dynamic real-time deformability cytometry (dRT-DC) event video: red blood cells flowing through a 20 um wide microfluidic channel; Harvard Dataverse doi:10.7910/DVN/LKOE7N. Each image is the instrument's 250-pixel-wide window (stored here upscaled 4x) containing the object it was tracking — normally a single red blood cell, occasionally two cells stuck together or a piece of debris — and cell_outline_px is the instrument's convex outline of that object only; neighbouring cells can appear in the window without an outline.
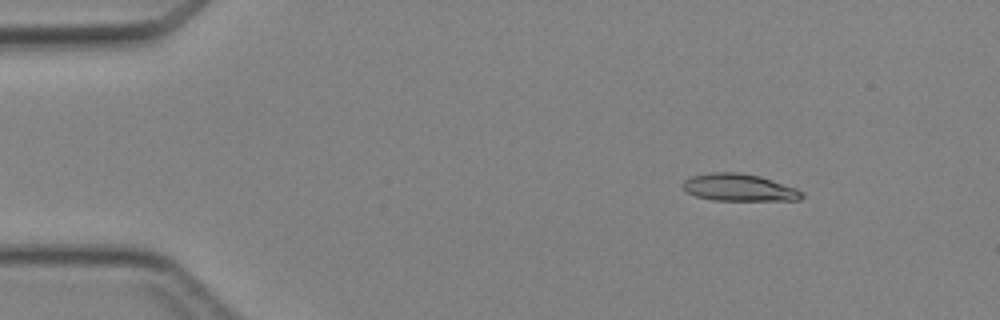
{"species": "Egyptian fruit bat (a non-hibernating species)", "species_latin": "Rousettus aegyptiacus", "temperature_condition": "cold", "stored_images_in_passage": 3, "camera_frame_rate_fps": 3000, "um_per_image_px": 0.085, "animal": {"sex": "female"}, "frame": {"image": 1, "passage_image": 1, "time_ms": 0.0, "image_size_px": [1000, 320], "cell_outline_px": [[804, 196], [800, 200], [712, 200], [696, 196], [688, 192], [680, 184], [684, 180], [692, 176], [712, 172], [736, 172], [760, 176], [796, 188], [804, 192]], "centroid_in_image_um": [62.83, 15.94], "position_along_channel_um": 22.2, "area_um2": 18.84}}